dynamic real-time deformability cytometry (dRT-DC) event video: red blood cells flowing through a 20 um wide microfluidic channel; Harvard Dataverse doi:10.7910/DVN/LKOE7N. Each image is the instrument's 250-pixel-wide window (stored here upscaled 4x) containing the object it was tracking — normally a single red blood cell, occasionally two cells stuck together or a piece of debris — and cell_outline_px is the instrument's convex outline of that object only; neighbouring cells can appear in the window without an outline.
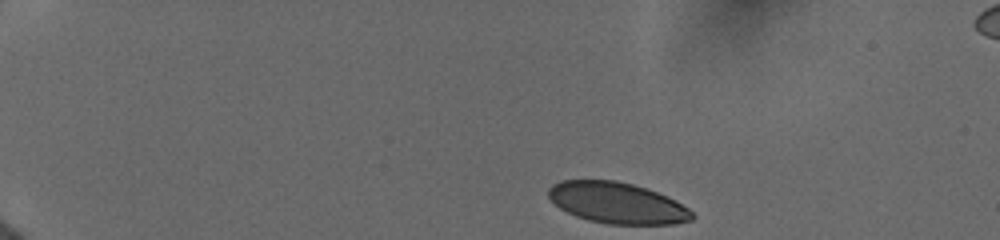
{"species": "human", "species_latin": "Homo sapiens", "temperature_condition": "cold", "stored_images_in_passage": 30, "camera_frame_rate_fps": 3000, "um_per_image_px": 0.085, "donor": {"sex": "female"}, "frame": {"image": 1, "passage_image": 1, "time_ms": 0.0, "image_size_px": [1000, 240], "cell_outline_px": [[696, 216], [692, 220], [676, 224], [608, 224], [588, 220], [576, 216], [560, 208], [548, 196], [548, 188], [552, 184], [560, 180], [616, 180], [632, 184], [656, 192], [676, 200], [688, 208]], "centroid_in_image_um": [52.46, 17.25], "position_along_channel_um": 32.5, "area_um2": 34.39}}
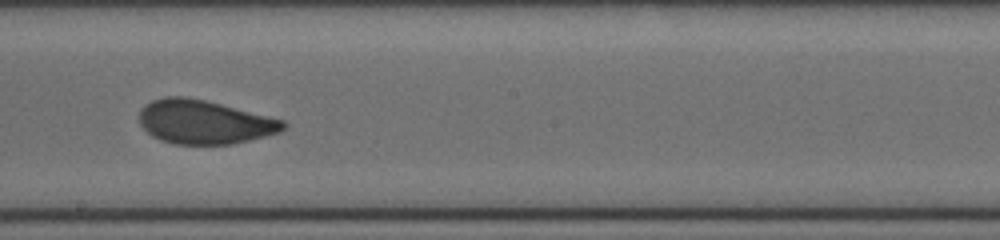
{"frame": {"image": 2, "passage_image": 19, "time_ms": 7.667, "image_size_px": [1000, 240], "cell_outline_px": [[288, 124], [280, 132], [232, 144], [172, 144], [160, 140], [152, 136], [140, 124], [140, 108], [144, 104], [152, 100], [164, 96], [184, 96], [204, 100], [284, 120]], "centroid_in_image_um": [17.33, 10.37], "position_along_channel_um": 230.9, "area_um2": 36.65}}
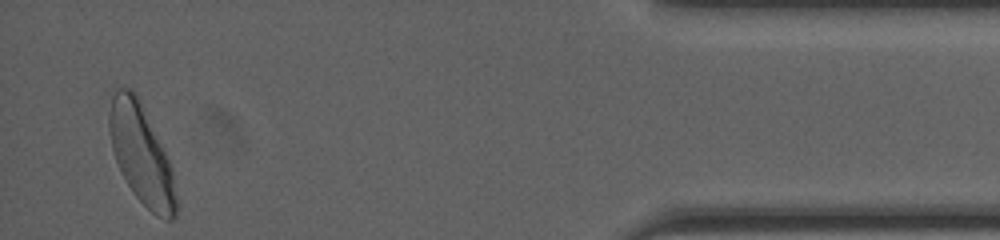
{"frame": {"image": 3, "passage_image": 30, "time_ms": 14.0, "image_size_px": [1000, 240], "cell_outline_px": [[176, 216], [172, 220], [164, 220], [156, 216], [132, 192], [120, 172], [112, 148], [108, 128], [108, 116], [112, 96], [116, 88], [132, 88], [136, 92], [172, 168], [176, 196]], "centroid_in_image_um": [11.99, 13.13], "position_along_channel_um": 423.2, "area_um2": 38.44}, "authors_computed_cell_mechanics": {"area_um2": 37.4255, "velocity_mm_per_s": 3.9222, "shape_relaxation_time_tau1_ms": 4.5885, "shape_relaxation_time_tau2_ms": 0.6968, "deformation_change_tau1": 0.1266, "deformation_change_tau2": 0.0667}}